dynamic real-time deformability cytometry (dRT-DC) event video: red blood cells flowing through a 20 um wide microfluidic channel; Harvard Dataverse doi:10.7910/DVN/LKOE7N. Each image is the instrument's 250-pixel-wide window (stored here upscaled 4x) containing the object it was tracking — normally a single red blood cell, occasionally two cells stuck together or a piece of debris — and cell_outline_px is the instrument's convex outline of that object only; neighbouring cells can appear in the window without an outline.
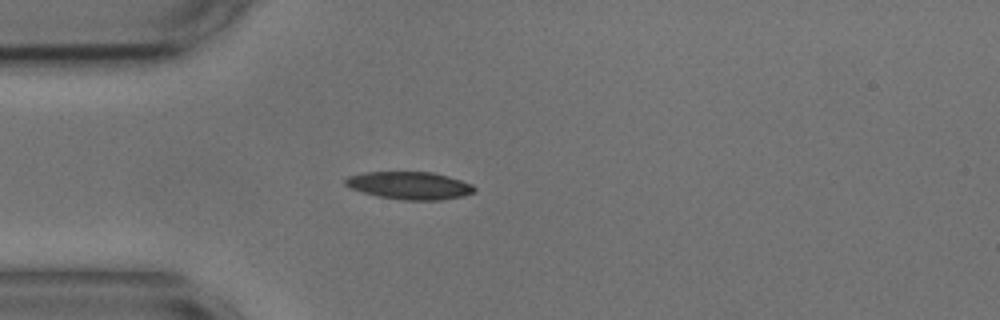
{"species": "common noctule bat (a hibernating species)", "species_latin": "Nyctalus noctula", "temperature_condition": "cold", "stored_images_in_passage": 41, "camera_frame_rate_fps": 3000, "um_per_image_px": 0.085, "animal": {"sex": "male", "body_mass_g": 17.9, "forearm_length_mm": 54.2}, "frame": {"image": 1, "passage_image": 1, "time_ms": 0.0, "image_size_px": [1000, 320], "cell_outline_px": [[476, 192], [464, 196], [440, 200], [404, 200], [380, 196], [364, 192], [352, 188], [344, 184], [344, 180], [348, 176], [364, 172], [432, 172], [448, 176], [472, 184], [476, 188]], "centroid_in_image_um": [34.86, 15.76], "position_along_channel_um": 50.1, "area_um2": 20.69}}
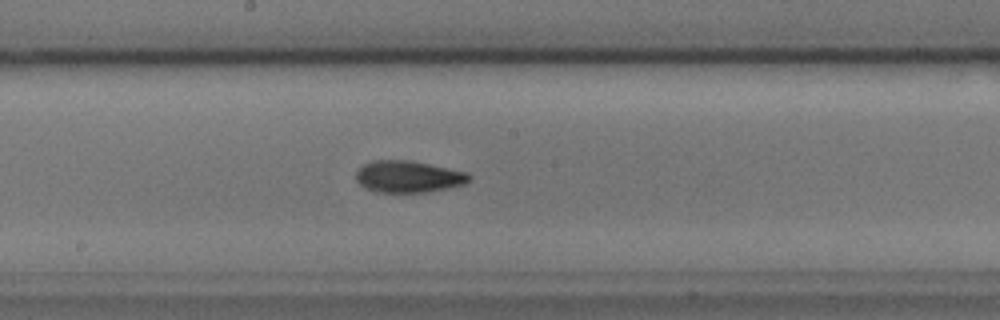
{"frame": {"image": 2, "passage_image": 15, "time_ms": 4.667, "image_size_px": [1000, 320], "cell_outline_px": [[472, 176], [464, 184], [448, 188], [428, 192], [380, 192], [368, 188], [360, 184], [356, 180], [356, 172], [364, 164], [372, 160], [408, 160], [468, 172]], "centroid_in_image_um": [34.72, 15.01], "position_along_channel_um": 213.5, "area_um2": 20.75}}
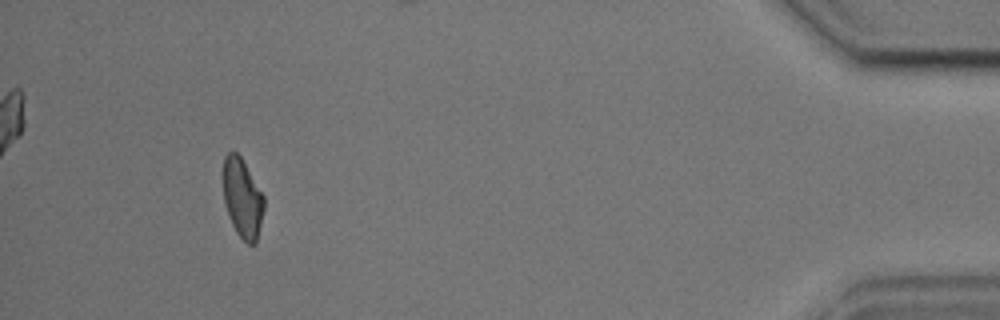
{"frame": {"image": 3, "passage_image": 37, "time_ms": 12.0, "image_size_px": [1000, 320], "cell_outline_px": [[264, 208], [256, 244], [248, 244], [236, 232], [232, 224], [224, 204], [224, 156], [228, 152], [236, 152], [240, 156], [264, 196]], "centroid_in_image_um": [20.61, 16.86], "position_along_channel_um": 414.6, "area_um2": 18.55}, "authors_computed_cell_mechanics": {"area_um2": 20.1722, "velocity_mm_per_s": 3.6723, "shape_relaxation_time_tau1_ms": 4.2172, "shape_relaxation_time_tau2_ms": 3.8814, "deformation_change_tau1": 0.128, "deformation_change_tau2": 0.1091}}